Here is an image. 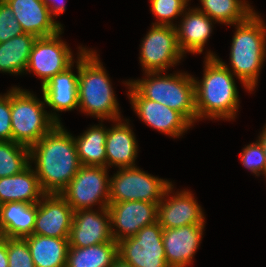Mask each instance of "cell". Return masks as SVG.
Listing matches in <instances>:
<instances>
[{"instance_id":"cell-1","label":"cell","mask_w":266,"mask_h":267,"mask_svg":"<svg viewBox=\"0 0 266 267\" xmlns=\"http://www.w3.org/2000/svg\"><path fill=\"white\" fill-rule=\"evenodd\" d=\"M30 164L35 165L42 190L60 194L81 166L74 136L62 123L56 124L30 148Z\"/></svg>"},{"instance_id":"cell-2","label":"cell","mask_w":266,"mask_h":267,"mask_svg":"<svg viewBox=\"0 0 266 267\" xmlns=\"http://www.w3.org/2000/svg\"><path fill=\"white\" fill-rule=\"evenodd\" d=\"M230 48V66L217 54L207 51L205 57H216L250 93L255 90L266 60V25L258 12L236 23Z\"/></svg>"},{"instance_id":"cell-3","label":"cell","mask_w":266,"mask_h":267,"mask_svg":"<svg viewBox=\"0 0 266 267\" xmlns=\"http://www.w3.org/2000/svg\"><path fill=\"white\" fill-rule=\"evenodd\" d=\"M203 78L193 77L197 121L234 120L240 106L235 76L216 58H204Z\"/></svg>"},{"instance_id":"cell-4","label":"cell","mask_w":266,"mask_h":267,"mask_svg":"<svg viewBox=\"0 0 266 267\" xmlns=\"http://www.w3.org/2000/svg\"><path fill=\"white\" fill-rule=\"evenodd\" d=\"M97 52L86 49L79 56L78 109L99 121L120 120V107L108 73Z\"/></svg>"},{"instance_id":"cell-5","label":"cell","mask_w":266,"mask_h":267,"mask_svg":"<svg viewBox=\"0 0 266 267\" xmlns=\"http://www.w3.org/2000/svg\"><path fill=\"white\" fill-rule=\"evenodd\" d=\"M146 72V78L129 80L144 97L181 113L192 125L197 122L193 75L175 72Z\"/></svg>"},{"instance_id":"cell-6","label":"cell","mask_w":266,"mask_h":267,"mask_svg":"<svg viewBox=\"0 0 266 267\" xmlns=\"http://www.w3.org/2000/svg\"><path fill=\"white\" fill-rule=\"evenodd\" d=\"M35 94L19 86L11 87V127L12 141L31 148L57 123Z\"/></svg>"},{"instance_id":"cell-7","label":"cell","mask_w":266,"mask_h":267,"mask_svg":"<svg viewBox=\"0 0 266 267\" xmlns=\"http://www.w3.org/2000/svg\"><path fill=\"white\" fill-rule=\"evenodd\" d=\"M172 181L153 176L137 165L118 168L110 178L109 203L146 201L159 203Z\"/></svg>"},{"instance_id":"cell-8","label":"cell","mask_w":266,"mask_h":267,"mask_svg":"<svg viewBox=\"0 0 266 267\" xmlns=\"http://www.w3.org/2000/svg\"><path fill=\"white\" fill-rule=\"evenodd\" d=\"M107 171L106 167L81 165L60 195L74 212L97 205V208L108 207L110 178Z\"/></svg>"},{"instance_id":"cell-9","label":"cell","mask_w":266,"mask_h":267,"mask_svg":"<svg viewBox=\"0 0 266 267\" xmlns=\"http://www.w3.org/2000/svg\"><path fill=\"white\" fill-rule=\"evenodd\" d=\"M139 46V61L144 73L164 74L185 56L179 48L177 32L173 26L152 25Z\"/></svg>"},{"instance_id":"cell-10","label":"cell","mask_w":266,"mask_h":267,"mask_svg":"<svg viewBox=\"0 0 266 267\" xmlns=\"http://www.w3.org/2000/svg\"><path fill=\"white\" fill-rule=\"evenodd\" d=\"M159 222L144 226L135 236L117 242L118 257L134 267H169Z\"/></svg>"},{"instance_id":"cell-11","label":"cell","mask_w":266,"mask_h":267,"mask_svg":"<svg viewBox=\"0 0 266 267\" xmlns=\"http://www.w3.org/2000/svg\"><path fill=\"white\" fill-rule=\"evenodd\" d=\"M62 33L63 30L50 37L37 38L31 50L25 73L32 72L41 79V87L76 62L71 48L61 39Z\"/></svg>"},{"instance_id":"cell-12","label":"cell","mask_w":266,"mask_h":267,"mask_svg":"<svg viewBox=\"0 0 266 267\" xmlns=\"http://www.w3.org/2000/svg\"><path fill=\"white\" fill-rule=\"evenodd\" d=\"M126 85L134 113L151 128L172 138H180L193 126L181 113L156 101L144 98L130 83Z\"/></svg>"},{"instance_id":"cell-13","label":"cell","mask_w":266,"mask_h":267,"mask_svg":"<svg viewBox=\"0 0 266 267\" xmlns=\"http://www.w3.org/2000/svg\"><path fill=\"white\" fill-rule=\"evenodd\" d=\"M173 188L172 183L158 203L157 221L162 228L170 229L186 225L205 224L202 206L198 204L195 196L191 193L192 191L184 189L173 193Z\"/></svg>"},{"instance_id":"cell-14","label":"cell","mask_w":266,"mask_h":267,"mask_svg":"<svg viewBox=\"0 0 266 267\" xmlns=\"http://www.w3.org/2000/svg\"><path fill=\"white\" fill-rule=\"evenodd\" d=\"M108 210L112 237L119 242L135 236L144 226L157 222L158 203L139 200L114 202L109 203Z\"/></svg>"},{"instance_id":"cell-15","label":"cell","mask_w":266,"mask_h":267,"mask_svg":"<svg viewBox=\"0 0 266 267\" xmlns=\"http://www.w3.org/2000/svg\"><path fill=\"white\" fill-rule=\"evenodd\" d=\"M74 211L58 193H46L36 204L33 233L54 238H69Z\"/></svg>"},{"instance_id":"cell-16","label":"cell","mask_w":266,"mask_h":267,"mask_svg":"<svg viewBox=\"0 0 266 267\" xmlns=\"http://www.w3.org/2000/svg\"><path fill=\"white\" fill-rule=\"evenodd\" d=\"M76 57L77 74L73 72V67L70 66L64 72L52 76L45 85L41 87L42 97L45 104L52 111H48L50 117L57 123L61 124L60 116L56 112L78 110V71H79V56L87 49L86 47H78Z\"/></svg>"},{"instance_id":"cell-17","label":"cell","mask_w":266,"mask_h":267,"mask_svg":"<svg viewBox=\"0 0 266 267\" xmlns=\"http://www.w3.org/2000/svg\"><path fill=\"white\" fill-rule=\"evenodd\" d=\"M68 240L79 248L113 241L108 207L75 211Z\"/></svg>"},{"instance_id":"cell-18","label":"cell","mask_w":266,"mask_h":267,"mask_svg":"<svg viewBox=\"0 0 266 267\" xmlns=\"http://www.w3.org/2000/svg\"><path fill=\"white\" fill-rule=\"evenodd\" d=\"M205 224L163 229V244L169 267H187L199 249Z\"/></svg>"},{"instance_id":"cell-19","label":"cell","mask_w":266,"mask_h":267,"mask_svg":"<svg viewBox=\"0 0 266 267\" xmlns=\"http://www.w3.org/2000/svg\"><path fill=\"white\" fill-rule=\"evenodd\" d=\"M12 9L24 33L37 38L50 37L63 30L42 0H4Z\"/></svg>"},{"instance_id":"cell-20","label":"cell","mask_w":266,"mask_h":267,"mask_svg":"<svg viewBox=\"0 0 266 267\" xmlns=\"http://www.w3.org/2000/svg\"><path fill=\"white\" fill-rule=\"evenodd\" d=\"M128 121V122H127ZM106 137V168L135 167L138 142L128 119L113 121Z\"/></svg>"},{"instance_id":"cell-21","label":"cell","mask_w":266,"mask_h":267,"mask_svg":"<svg viewBox=\"0 0 266 267\" xmlns=\"http://www.w3.org/2000/svg\"><path fill=\"white\" fill-rule=\"evenodd\" d=\"M188 10V11H187ZM182 20L175 26L177 42L181 52L201 54L213 31V21L206 14L195 8H187Z\"/></svg>"},{"instance_id":"cell-22","label":"cell","mask_w":266,"mask_h":267,"mask_svg":"<svg viewBox=\"0 0 266 267\" xmlns=\"http://www.w3.org/2000/svg\"><path fill=\"white\" fill-rule=\"evenodd\" d=\"M45 194L32 164L18 174L0 178V205L13 201L37 204Z\"/></svg>"},{"instance_id":"cell-23","label":"cell","mask_w":266,"mask_h":267,"mask_svg":"<svg viewBox=\"0 0 266 267\" xmlns=\"http://www.w3.org/2000/svg\"><path fill=\"white\" fill-rule=\"evenodd\" d=\"M36 204L6 202L0 205V227L4 237L25 238L35 226Z\"/></svg>"},{"instance_id":"cell-24","label":"cell","mask_w":266,"mask_h":267,"mask_svg":"<svg viewBox=\"0 0 266 267\" xmlns=\"http://www.w3.org/2000/svg\"><path fill=\"white\" fill-rule=\"evenodd\" d=\"M24 239L29 246L35 267H66L69 238L32 234Z\"/></svg>"},{"instance_id":"cell-25","label":"cell","mask_w":266,"mask_h":267,"mask_svg":"<svg viewBox=\"0 0 266 267\" xmlns=\"http://www.w3.org/2000/svg\"><path fill=\"white\" fill-rule=\"evenodd\" d=\"M37 37L23 33L0 43V72L25 74L29 56Z\"/></svg>"},{"instance_id":"cell-26","label":"cell","mask_w":266,"mask_h":267,"mask_svg":"<svg viewBox=\"0 0 266 267\" xmlns=\"http://www.w3.org/2000/svg\"><path fill=\"white\" fill-rule=\"evenodd\" d=\"M92 125L74 137L78 159L84 166L106 167V137L108 129L102 124Z\"/></svg>"},{"instance_id":"cell-27","label":"cell","mask_w":266,"mask_h":267,"mask_svg":"<svg viewBox=\"0 0 266 267\" xmlns=\"http://www.w3.org/2000/svg\"><path fill=\"white\" fill-rule=\"evenodd\" d=\"M118 257L116 241L88 247H69L66 267H111Z\"/></svg>"},{"instance_id":"cell-28","label":"cell","mask_w":266,"mask_h":267,"mask_svg":"<svg viewBox=\"0 0 266 267\" xmlns=\"http://www.w3.org/2000/svg\"><path fill=\"white\" fill-rule=\"evenodd\" d=\"M200 2L202 7H196L199 11L213 21L228 26L245 21L255 12L246 0H200Z\"/></svg>"},{"instance_id":"cell-29","label":"cell","mask_w":266,"mask_h":267,"mask_svg":"<svg viewBox=\"0 0 266 267\" xmlns=\"http://www.w3.org/2000/svg\"><path fill=\"white\" fill-rule=\"evenodd\" d=\"M30 164V148L12 140L0 141V178L20 173Z\"/></svg>"},{"instance_id":"cell-30","label":"cell","mask_w":266,"mask_h":267,"mask_svg":"<svg viewBox=\"0 0 266 267\" xmlns=\"http://www.w3.org/2000/svg\"><path fill=\"white\" fill-rule=\"evenodd\" d=\"M190 0H150V10L156 21L152 25L173 26L174 19L182 16Z\"/></svg>"},{"instance_id":"cell-31","label":"cell","mask_w":266,"mask_h":267,"mask_svg":"<svg viewBox=\"0 0 266 267\" xmlns=\"http://www.w3.org/2000/svg\"><path fill=\"white\" fill-rule=\"evenodd\" d=\"M8 267H35L27 241L6 237Z\"/></svg>"},{"instance_id":"cell-32","label":"cell","mask_w":266,"mask_h":267,"mask_svg":"<svg viewBox=\"0 0 266 267\" xmlns=\"http://www.w3.org/2000/svg\"><path fill=\"white\" fill-rule=\"evenodd\" d=\"M239 156L245 169L250 170L256 177L260 174L265 176V154L258 140L245 146Z\"/></svg>"},{"instance_id":"cell-33","label":"cell","mask_w":266,"mask_h":267,"mask_svg":"<svg viewBox=\"0 0 266 267\" xmlns=\"http://www.w3.org/2000/svg\"><path fill=\"white\" fill-rule=\"evenodd\" d=\"M23 33L10 6L4 0H0V43Z\"/></svg>"},{"instance_id":"cell-34","label":"cell","mask_w":266,"mask_h":267,"mask_svg":"<svg viewBox=\"0 0 266 267\" xmlns=\"http://www.w3.org/2000/svg\"><path fill=\"white\" fill-rule=\"evenodd\" d=\"M12 140L11 89L0 94V141Z\"/></svg>"},{"instance_id":"cell-35","label":"cell","mask_w":266,"mask_h":267,"mask_svg":"<svg viewBox=\"0 0 266 267\" xmlns=\"http://www.w3.org/2000/svg\"><path fill=\"white\" fill-rule=\"evenodd\" d=\"M48 8L50 15L54 19L55 16H59L66 10V0H42Z\"/></svg>"},{"instance_id":"cell-36","label":"cell","mask_w":266,"mask_h":267,"mask_svg":"<svg viewBox=\"0 0 266 267\" xmlns=\"http://www.w3.org/2000/svg\"><path fill=\"white\" fill-rule=\"evenodd\" d=\"M0 267H8L6 237L0 242Z\"/></svg>"},{"instance_id":"cell-37","label":"cell","mask_w":266,"mask_h":267,"mask_svg":"<svg viewBox=\"0 0 266 267\" xmlns=\"http://www.w3.org/2000/svg\"><path fill=\"white\" fill-rule=\"evenodd\" d=\"M263 130L261 131L260 135L258 136V141L262 145L264 149V154H265V177H266V124L262 128Z\"/></svg>"},{"instance_id":"cell-38","label":"cell","mask_w":266,"mask_h":267,"mask_svg":"<svg viewBox=\"0 0 266 267\" xmlns=\"http://www.w3.org/2000/svg\"><path fill=\"white\" fill-rule=\"evenodd\" d=\"M111 267H134L133 265L123 261L120 257H117Z\"/></svg>"},{"instance_id":"cell-39","label":"cell","mask_w":266,"mask_h":267,"mask_svg":"<svg viewBox=\"0 0 266 267\" xmlns=\"http://www.w3.org/2000/svg\"><path fill=\"white\" fill-rule=\"evenodd\" d=\"M4 236H3V232L1 230V227H0V242L3 240Z\"/></svg>"}]
</instances>
